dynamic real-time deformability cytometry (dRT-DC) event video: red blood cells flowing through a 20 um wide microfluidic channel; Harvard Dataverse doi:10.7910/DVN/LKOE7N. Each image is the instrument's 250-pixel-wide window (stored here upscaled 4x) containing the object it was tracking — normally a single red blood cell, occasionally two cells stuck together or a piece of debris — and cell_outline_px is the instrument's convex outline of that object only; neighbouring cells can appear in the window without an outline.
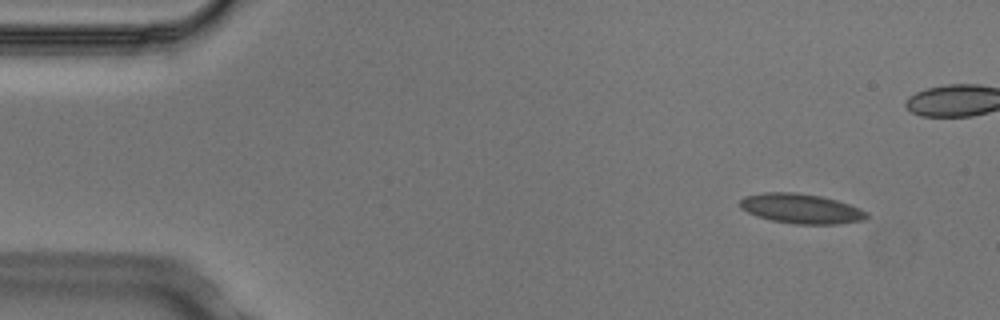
{"species": "Egyptian fruit bat (a non-hibernating species)", "species_latin": "Rousettus aegyptiacus", "temperature_condition": "cold", "stored_images_in_passage": 7, "camera_frame_rate_fps": 3000, "um_per_image_px": 0.085, "animal": {"sex": "male"}, "frame": {"image": 1, "passage_image": 1, "time_ms": 0.0, "image_size_px": [1000, 320], "cell_outline_px": [[868, 216], [864, 220], [836, 224], [796, 224], [772, 220], [756, 216], [740, 208], [740, 200], [744, 196], [764, 192], [792, 192], [820, 196], [836, 200], [860, 208], [868, 212]], "centroid_in_image_um": [68.08, 17.73], "position_along_channel_um": 16.9, "area_um2": 21.91}}
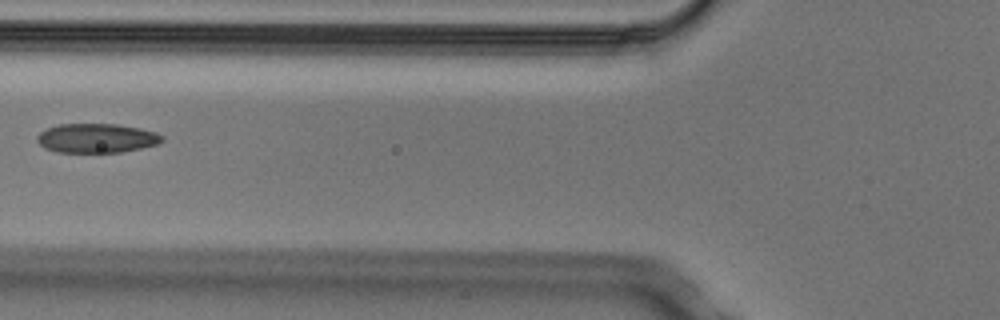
{"frame": {"image": 2, "passage_image": 6, "time_ms": 1.667, "image_size_px": [1000, 320], "cell_outline_px": [[164, 140], [156, 144], [140, 148], [120, 152], [56, 152], [44, 148], [36, 140], [36, 136], [40, 132], [48, 128], [60, 124], [116, 124], [140, 128], [156, 132], [164, 136]], "centroid_in_image_um": [8.2, 11.74], "position_along_channel_um": 117.6, "area_um2": 21.27}}
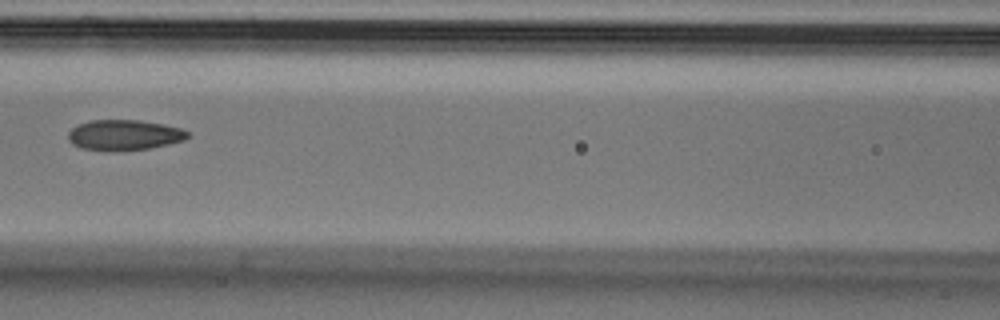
{"frame": {"image": 3, "passage_image": 7, "time_ms": 2.0, "image_size_px": [1000, 320], "cell_outline_px": [[188, 136], [184, 140], [168, 144], [148, 148], [80, 148], [72, 144], [68, 140], [68, 132], [72, 128], [88, 120], [140, 120], [164, 124], [180, 128], [188, 132]], "centroid_in_image_um": [10.56, 11.42], "position_along_channel_um": 156.0, "area_um2": 20.35}}